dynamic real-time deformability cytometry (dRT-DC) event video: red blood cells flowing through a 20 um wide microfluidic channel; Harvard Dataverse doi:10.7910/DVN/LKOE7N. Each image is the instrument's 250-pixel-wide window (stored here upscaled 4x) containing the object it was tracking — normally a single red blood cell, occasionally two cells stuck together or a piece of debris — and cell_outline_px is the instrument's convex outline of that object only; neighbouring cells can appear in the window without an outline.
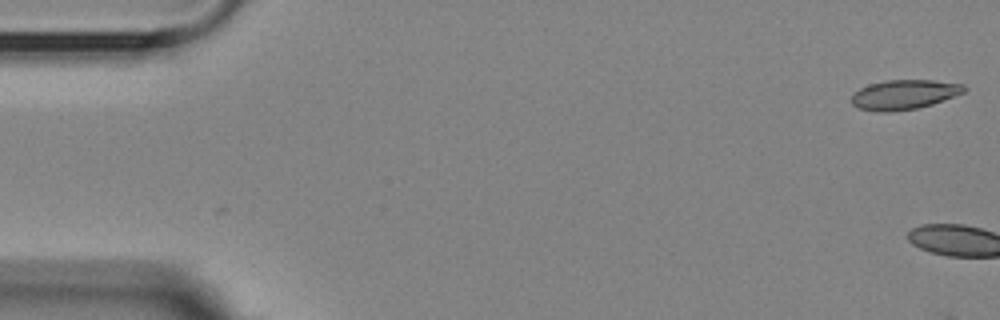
{"species": "Egyptian fruit bat (a non-hibernating species)", "species_latin": "Rousettus aegyptiacus", "temperature_condition": "room temperature", "stored_images_in_passage": 2, "camera_frame_rate_fps": 3000, "um_per_image_px": 0.085, "animal": {"sex": "female"}, "frame": {"image": 1, "passage_image": 2, "time_ms": 1.333, "image_size_px": [1000, 320], "cell_outline_px": [[968, 88], [964, 92], [932, 104], [916, 108], [888, 112], [880, 112], [856, 108], [852, 104], [852, 96], [860, 88], [868, 84], [884, 80], [932, 80], [964, 84]], "centroid_in_image_um": [76.84, 8.03], "position_along_channel_um": 8.2, "area_um2": 19.42}}